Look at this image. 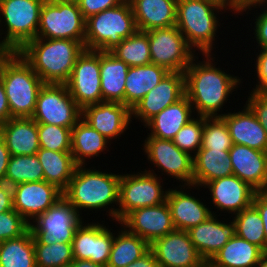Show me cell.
<instances>
[{"label": "cell", "mask_w": 267, "mask_h": 267, "mask_svg": "<svg viewBox=\"0 0 267 267\" xmlns=\"http://www.w3.org/2000/svg\"><path fill=\"white\" fill-rule=\"evenodd\" d=\"M243 107L239 112H227L221 116L227 125L233 144L267 152L266 130L246 103Z\"/></svg>", "instance_id": "cell-25"}, {"label": "cell", "mask_w": 267, "mask_h": 267, "mask_svg": "<svg viewBox=\"0 0 267 267\" xmlns=\"http://www.w3.org/2000/svg\"><path fill=\"white\" fill-rule=\"evenodd\" d=\"M220 11L226 13L224 8L209 0H177L176 26L200 54L212 53L215 49Z\"/></svg>", "instance_id": "cell-4"}, {"label": "cell", "mask_w": 267, "mask_h": 267, "mask_svg": "<svg viewBox=\"0 0 267 267\" xmlns=\"http://www.w3.org/2000/svg\"><path fill=\"white\" fill-rule=\"evenodd\" d=\"M258 53L256 55V66H255V73L257 83L256 87L253 88L254 92H260V93H267V49L266 48H258Z\"/></svg>", "instance_id": "cell-48"}, {"label": "cell", "mask_w": 267, "mask_h": 267, "mask_svg": "<svg viewBox=\"0 0 267 267\" xmlns=\"http://www.w3.org/2000/svg\"><path fill=\"white\" fill-rule=\"evenodd\" d=\"M85 122L106 137L111 139L121 137L129 129L131 110L118 102H100L82 109V117Z\"/></svg>", "instance_id": "cell-21"}, {"label": "cell", "mask_w": 267, "mask_h": 267, "mask_svg": "<svg viewBox=\"0 0 267 267\" xmlns=\"http://www.w3.org/2000/svg\"><path fill=\"white\" fill-rule=\"evenodd\" d=\"M119 225L149 244L176 230L167 201L160 205L135 209L128 213Z\"/></svg>", "instance_id": "cell-18"}, {"label": "cell", "mask_w": 267, "mask_h": 267, "mask_svg": "<svg viewBox=\"0 0 267 267\" xmlns=\"http://www.w3.org/2000/svg\"><path fill=\"white\" fill-rule=\"evenodd\" d=\"M44 180L42 165L37 155H11L5 182L13 187L19 183Z\"/></svg>", "instance_id": "cell-38"}, {"label": "cell", "mask_w": 267, "mask_h": 267, "mask_svg": "<svg viewBox=\"0 0 267 267\" xmlns=\"http://www.w3.org/2000/svg\"><path fill=\"white\" fill-rule=\"evenodd\" d=\"M252 205L258 210L263 221L265 241L267 244V193L256 191Z\"/></svg>", "instance_id": "cell-49"}, {"label": "cell", "mask_w": 267, "mask_h": 267, "mask_svg": "<svg viewBox=\"0 0 267 267\" xmlns=\"http://www.w3.org/2000/svg\"><path fill=\"white\" fill-rule=\"evenodd\" d=\"M129 66L111 52H100L101 92L104 102L125 105V78Z\"/></svg>", "instance_id": "cell-30"}, {"label": "cell", "mask_w": 267, "mask_h": 267, "mask_svg": "<svg viewBox=\"0 0 267 267\" xmlns=\"http://www.w3.org/2000/svg\"><path fill=\"white\" fill-rule=\"evenodd\" d=\"M29 229V223L15 210L0 213V242L17 238Z\"/></svg>", "instance_id": "cell-44"}, {"label": "cell", "mask_w": 267, "mask_h": 267, "mask_svg": "<svg viewBox=\"0 0 267 267\" xmlns=\"http://www.w3.org/2000/svg\"><path fill=\"white\" fill-rule=\"evenodd\" d=\"M232 146V138L225 121L221 117H204L200 149L230 150Z\"/></svg>", "instance_id": "cell-41"}, {"label": "cell", "mask_w": 267, "mask_h": 267, "mask_svg": "<svg viewBox=\"0 0 267 267\" xmlns=\"http://www.w3.org/2000/svg\"><path fill=\"white\" fill-rule=\"evenodd\" d=\"M203 127L204 117L197 115L176 133L173 139L174 144L194 156L201 148Z\"/></svg>", "instance_id": "cell-43"}, {"label": "cell", "mask_w": 267, "mask_h": 267, "mask_svg": "<svg viewBox=\"0 0 267 267\" xmlns=\"http://www.w3.org/2000/svg\"><path fill=\"white\" fill-rule=\"evenodd\" d=\"M244 7L257 4V3H267V0H238Z\"/></svg>", "instance_id": "cell-57"}, {"label": "cell", "mask_w": 267, "mask_h": 267, "mask_svg": "<svg viewBox=\"0 0 267 267\" xmlns=\"http://www.w3.org/2000/svg\"><path fill=\"white\" fill-rule=\"evenodd\" d=\"M246 104L253 111L267 134V93L250 92Z\"/></svg>", "instance_id": "cell-46"}, {"label": "cell", "mask_w": 267, "mask_h": 267, "mask_svg": "<svg viewBox=\"0 0 267 267\" xmlns=\"http://www.w3.org/2000/svg\"><path fill=\"white\" fill-rule=\"evenodd\" d=\"M1 80L11 117H32L39 91L45 83L18 52L4 65Z\"/></svg>", "instance_id": "cell-6"}, {"label": "cell", "mask_w": 267, "mask_h": 267, "mask_svg": "<svg viewBox=\"0 0 267 267\" xmlns=\"http://www.w3.org/2000/svg\"><path fill=\"white\" fill-rule=\"evenodd\" d=\"M104 223H84L77 227L73 240L72 250L74 260H90L94 263L107 266L114 233Z\"/></svg>", "instance_id": "cell-16"}, {"label": "cell", "mask_w": 267, "mask_h": 267, "mask_svg": "<svg viewBox=\"0 0 267 267\" xmlns=\"http://www.w3.org/2000/svg\"><path fill=\"white\" fill-rule=\"evenodd\" d=\"M109 140L82 118L71 131V154L77 166L87 165V160L107 150Z\"/></svg>", "instance_id": "cell-32"}, {"label": "cell", "mask_w": 267, "mask_h": 267, "mask_svg": "<svg viewBox=\"0 0 267 267\" xmlns=\"http://www.w3.org/2000/svg\"><path fill=\"white\" fill-rule=\"evenodd\" d=\"M10 108L7 101L4 85L0 78V124L11 119Z\"/></svg>", "instance_id": "cell-52"}, {"label": "cell", "mask_w": 267, "mask_h": 267, "mask_svg": "<svg viewBox=\"0 0 267 267\" xmlns=\"http://www.w3.org/2000/svg\"><path fill=\"white\" fill-rule=\"evenodd\" d=\"M82 117V109L66 84H44L40 89L32 119L37 123L73 128Z\"/></svg>", "instance_id": "cell-11"}, {"label": "cell", "mask_w": 267, "mask_h": 267, "mask_svg": "<svg viewBox=\"0 0 267 267\" xmlns=\"http://www.w3.org/2000/svg\"><path fill=\"white\" fill-rule=\"evenodd\" d=\"M44 2L45 0H0V26L4 23L6 27V31L1 29L2 34H5L3 39L16 52L37 37Z\"/></svg>", "instance_id": "cell-8"}, {"label": "cell", "mask_w": 267, "mask_h": 267, "mask_svg": "<svg viewBox=\"0 0 267 267\" xmlns=\"http://www.w3.org/2000/svg\"><path fill=\"white\" fill-rule=\"evenodd\" d=\"M12 56H0V78H1V74H2V70L4 65L8 62V60L11 58Z\"/></svg>", "instance_id": "cell-59"}, {"label": "cell", "mask_w": 267, "mask_h": 267, "mask_svg": "<svg viewBox=\"0 0 267 267\" xmlns=\"http://www.w3.org/2000/svg\"><path fill=\"white\" fill-rule=\"evenodd\" d=\"M0 136L11 155H35L40 149L37 122L31 117L11 118L0 124Z\"/></svg>", "instance_id": "cell-27"}, {"label": "cell", "mask_w": 267, "mask_h": 267, "mask_svg": "<svg viewBox=\"0 0 267 267\" xmlns=\"http://www.w3.org/2000/svg\"><path fill=\"white\" fill-rule=\"evenodd\" d=\"M214 2L215 4L219 5L220 7L224 8L225 10H228L230 12H232V14L236 13L238 15H243V10H244V6L238 1V0H209ZM240 13V14H239Z\"/></svg>", "instance_id": "cell-54"}, {"label": "cell", "mask_w": 267, "mask_h": 267, "mask_svg": "<svg viewBox=\"0 0 267 267\" xmlns=\"http://www.w3.org/2000/svg\"><path fill=\"white\" fill-rule=\"evenodd\" d=\"M233 175L256 191L267 188V152L233 144L229 150Z\"/></svg>", "instance_id": "cell-23"}, {"label": "cell", "mask_w": 267, "mask_h": 267, "mask_svg": "<svg viewBox=\"0 0 267 267\" xmlns=\"http://www.w3.org/2000/svg\"><path fill=\"white\" fill-rule=\"evenodd\" d=\"M125 267H160L155 256L151 250L144 254L141 258L137 259L130 265Z\"/></svg>", "instance_id": "cell-53"}, {"label": "cell", "mask_w": 267, "mask_h": 267, "mask_svg": "<svg viewBox=\"0 0 267 267\" xmlns=\"http://www.w3.org/2000/svg\"><path fill=\"white\" fill-rule=\"evenodd\" d=\"M124 0H76L85 19L104 10L118 6Z\"/></svg>", "instance_id": "cell-47"}, {"label": "cell", "mask_w": 267, "mask_h": 267, "mask_svg": "<svg viewBox=\"0 0 267 267\" xmlns=\"http://www.w3.org/2000/svg\"><path fill=\"white\" fill-rule=\"evenodd\" d=\"M202 55L203 61H198L196 55L184 71L185 95L193 107L194 114L203 117H221L220 109L222 110L225 102L227 103L234 89L243 82L240 77L217 68V64L213 63L215 62L213 53Z\"/></svg>", "instance_id": "cell-1"}, {"label": "cell", "mask_w": 267, "mask_h": 267, "mask_svg": "<svg viewBox=\"0 0 267 267\" xmlns=\"http://www.w3.org/2000/svg\"><path fill=\"white\" fill-rule=\"evenodd\" d=\"M150 250L160 267H205L187 231L175 230L154 240Z\"/></svg>", "instance_id": "cell-15"}, {"label": "cell", "mask_w": 267, "mask_h": 267, "mask_svg": "<svg viewBox=\"0 0 267 267\" xmlns=\"http://www.w3.org/2000/svg\"><path fill=\"white\" fill-rule=\"evenodd\" d=\"M14 209L12 187L0 182V213Z\"/></svg>", "instance_id": "cell-50"}, {"label": "cell", "mask_w": 267, "mask_h": 267, "mask_svg": "<svg viewBox=\"0 0 267 267\" xmlns=\"http://www.w3.org/2000/svg\"><path fill=\"white\" fill-rule=\"evenodd\" d=\"M84 220L74 206L63 196L49 209L29 223V229L38 241L72 243L77 227Z\"/></svg>", "instance_id": "cell-10"}, {"label": "cell", "mask_w": 267, "mask_h": 267, "mask_svg": "<svg viewBox=\"0 0 267 267\" xmlns=\"http://www.w3.org/2000/svg\"><path fill=\"white\" fill-rule=\"evenodd\" d=\"M265 6L263 9V11H261V13H257L259 15L255 16L256 20L254 22V37L256 39V42H257V46L260 47V48H266L267 49V3H257V4H253V5H250V6H247L244 8L243 10V13L248 11L249 10L251 11L252 10V7L253 8H261L260 6ZM248 9V10H247Z\"/></svg>", "instance_id": "cell-45"}, {"label": "cell", "mask_w": 267, "mask_h": 267, "mask_svg": "<svg viewBox=\"0 0 267 267\" xmlns=\"http://www.w3.org/2000/svg\"><path fill=\"white\" fill-rule=\"evenodd\" d=\"M233 174L229 150L199 149L193 156L192 186L200 190L207 182ZM198 187V188H196Z\"/></svg>", "instance_id": "cell-29"}, {"label": "cell", "mask_w": 267, "mask_h": 267, "mask_svg": "<svg viewBox=\"0 0 267 267\" xmlns=\"http://www.w3.org/2000/svg\"><path fill=\"white\" fill-rule=\"evenodd\" d=\"M86 19L76 1L45 0L40 11L37 37L84 43Z\"/></svg>", "instance_id": "cell-7"}, {"label": "cell", "mask_w": 267, "mask_h": 267, "mask_svg": "<svg viewBox=\"0 0 267 267\" xmlns=\"http://www.w3.org/2000/svg\"><path fill=\"white\" fill-rule=\"evenodd\" d=\"M204 188L210 191L208 195H211L214 207L233 216L251 206L256 193L248 183L233 174L207 182Z\"/></svg>", "instance_id": "cell-20"}, {"label": "cell", "mask_w": 267, "mask_h": 267, "mask_svg": "<svg viewBox=\"0 0 267 267\" xmlns=\"http://www.w3.org/2000/svg\"><path fill=\"white\" fill-rule=\"evenodd\" d=\"M33 240L36 267H68L74 261L71 243L45 244L35 237Z\"/></svg>", "instance_id": "cell-40"}, {"label": "cell", "mask_w": 267, "mask_h": 267, "mask_svg": "<svg viewBox=\"0 0 267 267\" xmlns=\"http://www.w3.org/2000/svg\"><path fill=\"white\" fill-rule=\"evenodd\" d=\"M35 259L30 229L20 237L0 242V267H36Z\"/></svg>", "instance_id": "cell-36"}, {"label": "cell", "mask_w": 267, "mask_h": 267, "mask_svg": "<svg viewBox=\"0 0 267 267\" xmlns=\"http://www.w3.org/2000/svg\"><path fill=\"white\" fill-rule=\"evenodd\" d=\"M89 169L86 166H77L67 188L62 192L63 197L70 202L76 211L82 215V210L106 211L112 221H117L119 205V182L121 174L106 173ZM113 203V204H112ZM112 204V205H111ZM111 206V207H109ZM113 206V208H112ZM109 207V208H108ZM81 211V212H80Z\"/></svg>", "instance_id": "cell-2"}, {"label": "cell", "mask_w": 267, "mask_h": 267, "mask_svg": "<svg viewBox=\"0 0 267 267\" xmlns=\"http://www.w3.org/2000/svg\"><path fill=\"white\" fill-rule=\"evenodd\" d=\"M264 252L235 235L207 263L210 267H255Z\"/></svg>", "instance_id": "cell-33"}, {"label": "cell", "mask_w": 267, "mask_h": 267, "mask_svg": "<svg viewBox=\"0 0 267 267\" xmlns=\"http://www.w3.org/2000/svg\"><path fill=\"white\" fill-rule=\"evenodd\" d=\"M185 95L184 72H169L158 85L150 90L131 110V119L146 124L169 105Z\"/></svg>", "instance_id": "cell-17"}, {"label": "cell", "mask_w": 267, "mask_h": 267, "mask_svg": "<svg viewBox=\"0 0 267 267\" xmlns=\"http://www.w3.org/2000/svg\"><path fill=\"white\" fill-rule=\"evenodd\" d=\"M137 30L169 28L176 25L177 0H129Z\"/></svg>", "instance_id": "cell-26"}, {"label": "cell", "mask_w": 267, "mask_h": 267, "mask_svg": "<svg viewBox=\"0 0 267 267\" xmlns=\"http://www.w3.org/2000/svg\"><path fill=\"white\" fill-rule=\"evenodd\" d=\"M148 32L151 63L169 72H184L195 57V51L177 26Z\"/></svg>", "instance_id": "cell-12"}, {"label": "cell", "mask_w": 267, "mask_h": 267, "mask_svg": "<svg viewBox=\"0 0 267 267\" xmlns=\"http://www.w3.org/2000/svg\"><path fill=\"white\" fill-rule=\"evenodd\" d=\"M137 31L129 0L86 19L84 46L87 50L110 52Z\"/></svg>", "instance_id": "cell-5"}, {"label": "cell", "mask_w": 267, "mask_h": 267, "mask_svg": "<svg viewBox=\"0 0 267 267\" xmlns=\"http://www.w3.org/2000/svg\"><path fill=\"white\" fill-rule=\"evenodd\" d=\"M68 267H104L90 260H74Z\"/></svg>", "instance_id": "cell-56"}, {"label": "cell", "mask_w": 267, "mask_h": 267, "mask_svg": "<svg viewBox=\"0 0 267 267\" xmlns=\"http://www.w3.org/2000/svg\"><path fill=\"white\" fill-rule=\"evenodd\" d=\"M114 233L109 261L106 267H125L141 258L150 250V244L138 235L128 232L122 225Z\"/></svg>", "instance_id": "cell-35"}, {"label": "cell", "mask_w": 267, "mask_h": 267, "mask_svg": "<svg viewBox=\"0 0 267 267\" xmlns=\"http://www.w3.org/2000/svg\"><path fill=\"white\" fill-rule=\"evenodd\" d=\"M193 107L186 95L177 102L163 109L151 118L144 127L150 129L148 136L173 140L176 133L185 126L195 115Z\"/></svg>", "instance_id": "cell-28"}, {"label": "cell", "mask_w": 267, "mask_h": 267, "mask_svg": "<svg viewBox=\"0 0 267 267\" xmlns=\"http://www.w3.org/2000/svg\"><path fill=\"white\" fill-rule=\"evenodd\" d=\"M84 50V43L79 41L36 37L18 53L45 84H66Z\"/></svg>", "instance_id": "cell-3"}, {"label": "cell", "mask_w": 267, "mask_h": 267, "mask_svg": "<svg viewBox=\"0 0 267 267\" xmlns=\"http://www.w3.org/2000/svg\"><path fill=\"white\" fill-rule=\"evenodd\" d=\"M168 73L167 69L153 63L129 67L125 78V105L132 110Z\"/></svg>", "instance_id": "cell-31"}, {"label": "cell", "mask_w": 267, "mask_h": 267, "mask_svg": "<svg viewBox=\"0 0 267 267\" xmlns=\"http://www.w3.org/2000/svg\"><path fill=\"white\" fill-rule=\"evenodd\" d=\"M154 170H144L134 174H122L119 182V223L131 211L160 205L166 201L168 189L164 191L163 179ZM162 180V181H161Z\"/></svg>", "instance_id": "cell-9"}, {"label": "cell", "mask_w": 267, "mask_h": 267, "mask_svg": "<svg viewBox=\"0 0 267 267\" xmlns=\"http://www.w3.org/2000/svg\"><path fill=\"white\" fill-rule=\"evenodd\" d=\"M110 52L129 67L150 64L151 54L148 32L137 30L130 37L123 39Z\"/></svg>", "instance_id": "cell-37"}, {"label": "cell", "mask_w": 267, "mask_h": 267, "mask_svg": "<svg viewBox=\"0 0 267 267\" xmlns=\"http://www.w3.org/2000/svg\"><path fill=\"white\" fill-rule=\"evenodd\" d=\"M211 215L206 221L190 228L187 233L200 256L208 263L213 256L236 235L235 224L220 221Z\"/></svg>", "instance_id": "cell-24"}, {"label": "cell", "mask_w": 267, "mask_h": 267, "mask_svg": "<svg viewBox=\"0 0 267 267\" xmlns=\"http://www.w3.org/2000/svg\"><path fill=\"white\" fill-rule=\"evenodd\" d=\"M13 207L28 222L49 209L63 193L46 182H25L12 187Z\"/></svg>", "instance_id": "cell-19"}, {"label": "cell", "mask_w": 267, "mask_h": 267, "mask_svg": "<svg viewBox=\"0 0 267 267\" xmlns=\"http://www.w3.org/2000/svg\"><path fill=\"white\" fill-rule=\"evenodd\" d=\"M66 85L81 109L104 102L101 92L100 51L85 49L77 58Z\"/></svg>", "instance_id": "cell-14"}, {"label": "cell", "mask_w": 267, "mask_h": 267, "mask_svg": "<svg viewBox=\"0 0 267 267\" xmlns=\"http://www.w3.org/2000/svg\"><path fill=\"white\" fill-rule=\"evenodd\" d=\"M232 221L238 237L258 246L264 253L267 252L263 221L253 205L235 214Z\"/></svg>", "instance_id": "cell-39"}, {"label": "cell", "mask_w": 267, "mask_h": 267, "mask_svg": "<svg viewBox=\"0 0 267 267\" xmlns=\"http://www.w3.org/2000/svg\"><path fill=\"white\" fill-rule=\"evenodd\" d=\"M179 187L180 189L176 187L175 189L168 188L166 195V201L176 230L188 231L217 213L212 212L209 206L207 207L206 204L201 202L202 199L200 200L184 191L187 188L193 189L191 186L179 185Z\"/></svg>", "instance_id": "cell-22"}, {"label": "cell", "mask_w": 267, "mask_h": 267, "mask_svg": "<svg viewBox=\"0 0 267 267\" xmlns=\"http://www.w3.org/2000/svg\"><path fill=\"white\" fill-rule=\"evenodd\" d=\"M36 155L43 168L44 180L63 192L70 183L77 167L71 152L40 148Z\"/></svg>", "instance_id": "cell-34"}, {"label": "cell", "mask_w": 267, "mask_h": 267, "mask_svg": "<svg viewBox=\"0 0 267 267\" xmlns=\"http://www.w3.org/2000/svg\"><path fill=\"white\" fill-rule=\"evenodd\" d=\"M255 267H267V252L264 253Z\"/></svg>", "instance_id": "cell-58"}, {"label": "cell", "mask_w": 267, "mask_h": 267, "mask_svg": "<svg viewBox=\"0 0 267 267\" xmlns=\"http://www.w3.org/2000/svg\"><path fill=\"white\" fill-rule=\"evenodd\" d=\"M10 157L11 154L6 147L5 141L0 136V182H5V176Z\"/></svg>", "instance_id": "cell-51"}, {"label": "cell", "mask_w": 267, "mask_h": 267, "mask_svg": "<svg viewBox=\"0 0 267 267\" xmlns=\"http://www.w3.org/2000/svg\"><path fill=\"white\" fill-rule=\"evenodd\" d=\"M143 151L150 164L153 163L162 174L179 180L182 186H192L193 156L181 150L173 140L148 136L144 140Z\"/></svg>", "instance_id": "cell-13"}, {"label": "cell", "mask_w": 267, "mask_h": 267, "mask_svg": "<svg viewBox=\"0 0 267 267\" xmlns=\"http://www.w3.org/2000/svg\"><path fill=\"white\" fill-rule=\"evenodd\" d=\"M2 33L0 30V39ZM16 53V51L4 40H0V56H13Z\"/></svg>", "instance_id": "cell-55"}, {"label": "cell", "mask_w": 267, "mask_h": 267, "mask_svg": "<svg viewBox=\"0 0 267 267\" xmlns=\"http://www.w3.org/2000/svg\"><path fill=\"white\" fill-rule=\"evenodd\" d=\"M40 148L58 152H71L72 128L37 123Z\"/></svg>", "instance_id": "cell-42"}]
</instances>
